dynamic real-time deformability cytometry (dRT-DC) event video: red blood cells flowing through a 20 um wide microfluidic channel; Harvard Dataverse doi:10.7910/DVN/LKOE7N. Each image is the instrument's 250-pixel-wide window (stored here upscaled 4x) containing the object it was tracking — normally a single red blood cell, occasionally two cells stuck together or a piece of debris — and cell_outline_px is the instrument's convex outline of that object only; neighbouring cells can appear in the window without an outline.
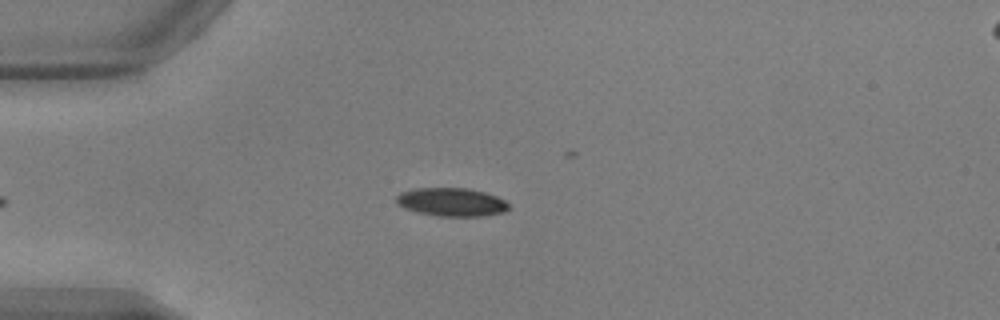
{"species": "common noctule bat (a hibernating species)", "species_latin": "Nyctalus noctula", "temperature_condition": "warm", "stored_images_in_passage": 25, "camera_frame_rate_fps": 3000, "um_per_image_px": 0.085, "animal": {"sex": "male", "body_mass_g": 17.9, "forearm_length_mm": 54.2}, "frame": {"image": 1, "passage_image": 2, "time_ms": 0.333, "image_size_px": [1000, 320], "cell_outline_px": [[508, 208], [504, 212], [484, 216], [440, 216], [420, 212], [408, 208], [400, 204], [396, 200], [396, 196], [400, 192], [416, 188], [468, 188], [484, 192], [496, 196], [504, 200], [508, 204]], "centroid_in_image_um": [38.41, 17.16], "position_along_channel_um": 46.6, "area_um2": 18.26}}
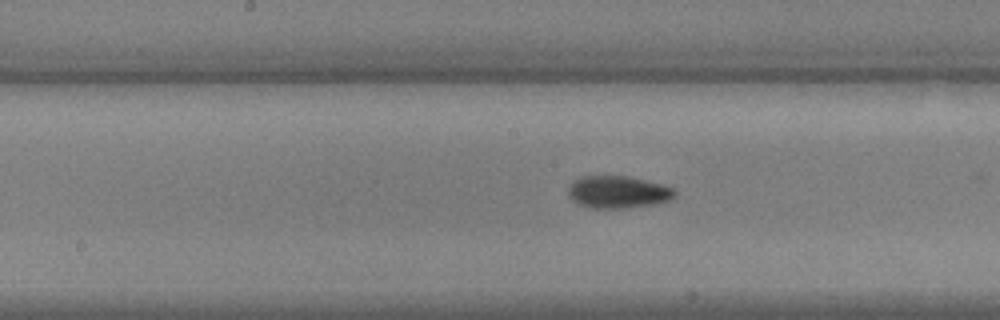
{"frame": {"image": 2, "passage_image": 15, "time_ms": 4.667, "image_size_px": [1000, 320], "cell_outline_px": [[676, 196], [668, 200], [648, 204], [624, 208], [588, 208], [572, 200], [568, 196], [568, 188], [572, 180], [580, 176], [628, 176], [664, 184], [672, 188], [676, 192]], "centroid_in_image_um": [52.47, 16.3], "position_along_channel_um": 195.7, "area_um2": 20.06}}
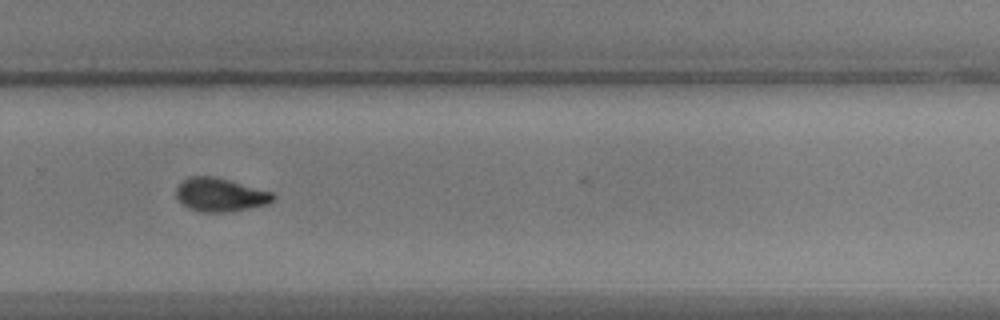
{"frame": {"image": 3, "passage_image": 24, "time_ms": 7.667, "image_size_px": [1000, 320], "cell_outline_px": [[276, 196], [268, 204], [228, 212], [200, 212], [188, 208], [180, 204], [176, 196], [176, 188], [188, 176], [212, 176], [228, 180], [272, 192]], "centroid_in_image_um": [18.67, 16.57], "position_along_channel_um": 311.1, "area_um2": 18.84}}